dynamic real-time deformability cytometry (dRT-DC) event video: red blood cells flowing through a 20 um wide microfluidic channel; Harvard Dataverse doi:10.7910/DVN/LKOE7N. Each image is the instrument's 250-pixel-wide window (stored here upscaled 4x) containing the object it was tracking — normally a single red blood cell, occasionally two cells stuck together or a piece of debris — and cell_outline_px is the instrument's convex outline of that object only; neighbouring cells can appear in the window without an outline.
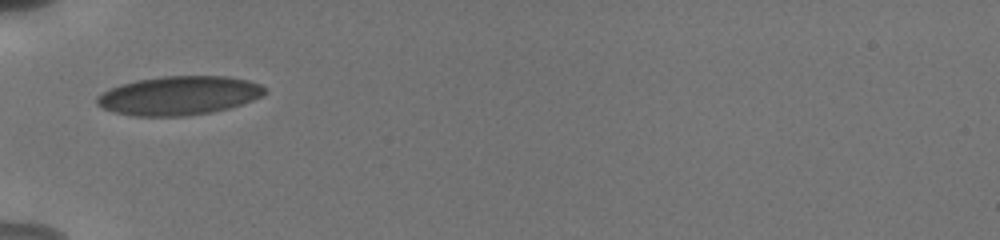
{"species": "human", "species_latin": "Homo sapiens", "temperature_condition": "cold", "stored_images_in_passage": 5, "camera_frame_rate_fps": 3000, "um_per_image_px": 0.085, "donor": {"sex": "male"}, "frame": {"image": 1, "passage_image": 1, "time_ms": 0.0, "image_size_px": [1000, 240], "cell_outline_px": [[268, 92], [252, 100], [228, 108], [212, 112], [184, 116], [132, 116], [116, 112], [104, 108], [96, 104], [96, 96], [120, 84], [136, 80], [164, 76], [228, 76], [248, 80], [260, 84], [268, 88]], "centroid_in_image_um": [15.23, 8.12], "position_along_channel_um": 69.8, "area_um2": 37.97}}
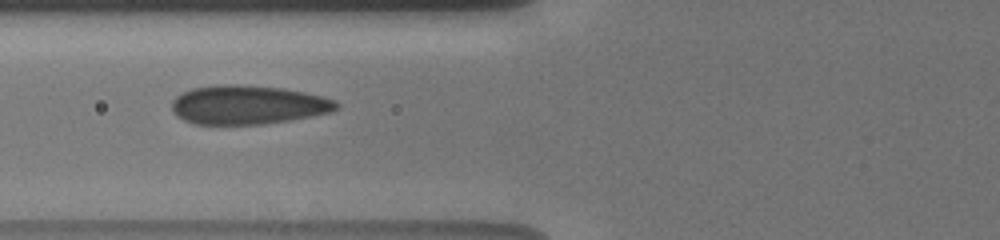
{"frame": {"image": 2, "passage_image": 4, "time_ms": 1.0, "image_size_px": [1000, 240], "cell_outline_px": [[340, 108], [332, 112], [288, 120], [264, 124], [196, 124], [184, 120], [176, 116], [172, 112], [172, 100], [176, 96], [192, 88], [220, 84], [236, 84], [284, 88], [324, 96], [336, 100], [340, 104]], "centroid_in_image_um": [21.09, 8.9], "position_along_channel_um": 104.7, "area_um2": 37.57}}